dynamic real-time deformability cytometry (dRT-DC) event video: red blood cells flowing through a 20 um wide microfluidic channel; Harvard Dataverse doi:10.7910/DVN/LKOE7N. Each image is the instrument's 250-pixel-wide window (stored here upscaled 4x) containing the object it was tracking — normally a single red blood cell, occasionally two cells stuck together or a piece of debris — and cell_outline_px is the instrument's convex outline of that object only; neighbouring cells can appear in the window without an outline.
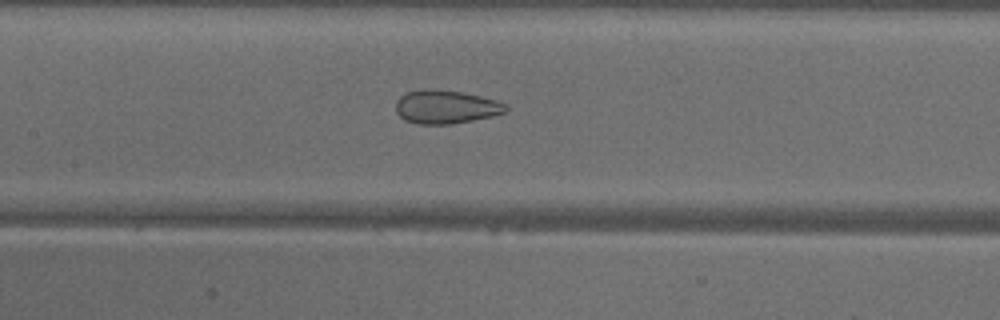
{"species": "common noctule bat (a hibernating species)", "species_latin": "Nyctalus noctula", "temperature_condition": "warm", "stored_images_in_passage": 47, "camera_frame_rate_fps": 3000, "um_per_image_px": 0.085, "animal": {"sex": "male", "body_mass_g": 18.8}, "frame": {"image": 1, "passage_image": 21, "time_ms": 6.667, "image_size_px": [1000, 320], "cell_outline_px": [[508, 108], [504, 112], [492, 116], [452, 124], [416, 124], [404, 120], [396, 112], [396, 100], [400, 96], [408, 92], [424, 88], [432, 88], [464, 92], [496, 100], [508, 104]], "centroid_in_image_um": [37.88, 9.07], "position_along_channel_um": 169.5, "area_um2": 21.68}}
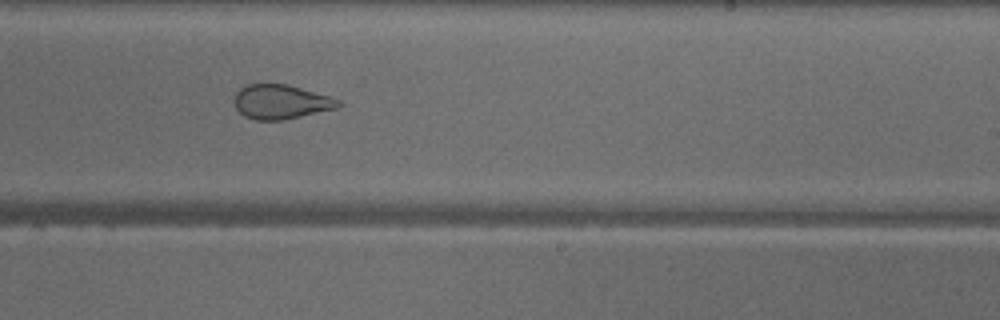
{"frame": {"image": 2, "passage_image": 28, "time_ms": 9.0, "image_size_px": [1000, 320], "cell_outline_px": [[344, 104], [336, 108], [284, 120], [256, 120], [244, 116], [236, 108], [236, 92], [240, 88], [248, 84], [288, 84], [328, 96], [340, 100]], "centroid_in_image_um": [23.89, 8.66], "position_along_channel_um": 265.1, "area_um2": 20.63}}
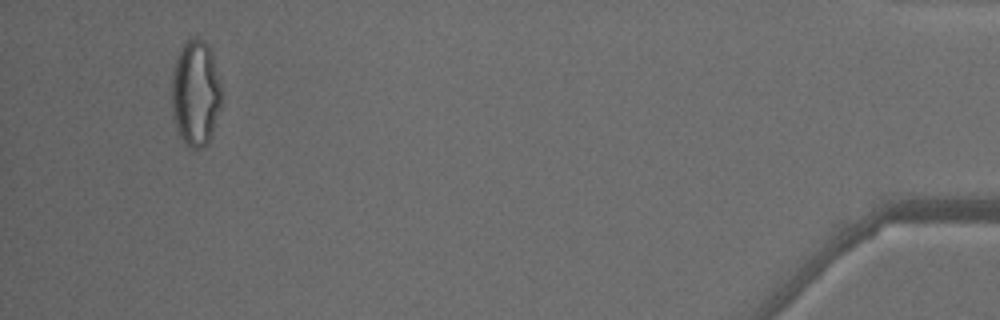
{"frame": {"image": 3, "passage_image": 45, "time_ms": 14.667, "image_size_px": [1000, 320], "cell_outline_px": [[220, 108], [212, 136], [208, 144], [200, 148], [192, 148], [184, 144], [176, 128], [172, 112], [172, 72], [180, 48], [184, 40], [192, 36], [204, 40], [208, 44], [212, 56], [220, 84]], "centroid_in_image_um": [16.6, 7.92], "position_along_channel_um": 418.6, "area_um2": 30.92}, "authors_computed_cell_mechanics": {"area_um2": 26.9926, "velocity_mm_per_s": 4.1119, "shape_relaxation_time_tau1_ms": null, "shape_relaxation_time_tau2_ms": 1.3335, "deformation_change_tau1": null, "deformation_change_tau2": 0.0979}}